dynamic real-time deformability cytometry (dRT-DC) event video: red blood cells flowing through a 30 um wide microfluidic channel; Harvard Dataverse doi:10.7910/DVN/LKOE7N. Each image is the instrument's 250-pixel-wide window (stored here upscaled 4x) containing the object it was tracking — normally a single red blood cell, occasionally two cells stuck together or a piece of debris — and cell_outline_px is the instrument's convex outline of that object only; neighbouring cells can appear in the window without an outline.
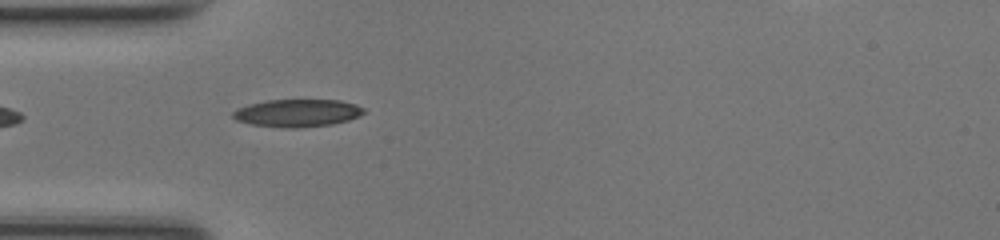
{"species": "common noctule bat (a hibernating species)", "species_latin": "Nyctalus noctula", "temperature_condition": "room temperature", "stored_images_in_passage": 6, "camera_frame_rate_fps": 3000, "um_per_image_px": 0.085, "animal": {"sex": "female", "body_mass_g": 17.0, "forearm_length_mm": 48.0}, "frame": {"image": 1, "passage_image": 1, "time_ms": 0.0, "image_size_px": [1000, 240], "cell_outline_px": [[364, 112], [360, 116], [348, 120], [332, 124], [300, 128], [284, 128], [252, 124], [236, 120], [232, 116], [232, 112], [236, 108], [248, 104], [268, 100], [340, 100], [356, 104], [364, 108]], "centroid_in_image_um": [25.27, 9.6], "position_along_channel_um": 59.7, "area_um2": 21.15}}